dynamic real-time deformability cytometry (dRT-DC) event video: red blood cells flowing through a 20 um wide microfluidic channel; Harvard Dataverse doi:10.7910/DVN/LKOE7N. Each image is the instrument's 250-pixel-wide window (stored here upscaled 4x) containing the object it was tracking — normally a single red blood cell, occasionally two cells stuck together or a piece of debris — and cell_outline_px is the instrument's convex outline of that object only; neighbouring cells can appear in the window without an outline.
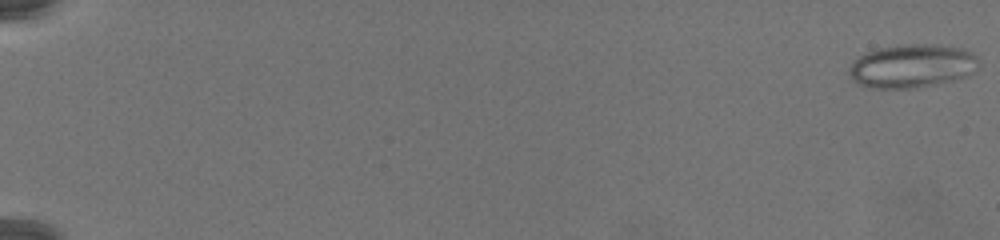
{"species": "common noctule bat (a hibernating species)", "species_latin": "Nyctalus noctula", "temperature_condition": "warm", "stored_images_in_passage": 79, "camera_frame_rate_fps": 3000, "um_per_image_px": 0.085, "animal": {"sex": "female", "body_mass_g": 19.5, "forearm_length_mm": 54.1}, "frame": {"image": 1, "passage_image": 1, "time_ms": 0.0, "image_size_px": [1000, 240], "cell_outline_px": [[976, 56], [972, 72], [964, 76], [952, 80], [936, 84], [912, 88], [872, 88], [860, 84], [852, 76], [852, 64], [860, 56], [868, 52], [880, 48], [904, 44], [936, 44], [964, 48], [972, 52]], "centroid_in_image_um": [77.55, 5.59], "position_along_channel_um": 7.5, "area_um2": 31.96}}
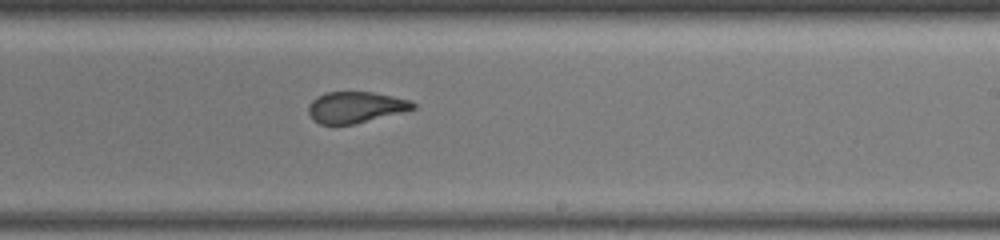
{"frame": {"image": 2, "passage_image": 52, "time_ms": 17.0, "image_size_px": [1000, 240], "cell_outline_px": [[416, 108], [352, 124], [320, 124], [312, 120], [308, 112], [308, 104], [316, 96], [328, 92], [372, 92], [392, 96], [408, 100], [416, 104]], "centroid_in_image_um": [30.16, 9.11], "position_along_channel_um": 258.8, "area_um2": 18.73}}
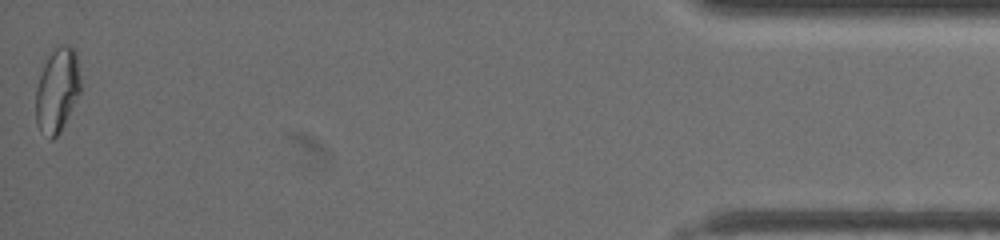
{"frame": {"image": 3, "passage_image": 79, "time_ms": 26.0, "image_size_px": [1000, 240], "cell_outline_px": [[80, 92], [60, 132], [52, 140], [36, 124], [36, 88], [44, 64], [48, 56], [60, 44], [68, 44], [76, 52], [80, 80]], "centroid_in_image_um": [4.87, 7.64], "position_along_channel_um": 430.3, "area_um2": 21.62}}